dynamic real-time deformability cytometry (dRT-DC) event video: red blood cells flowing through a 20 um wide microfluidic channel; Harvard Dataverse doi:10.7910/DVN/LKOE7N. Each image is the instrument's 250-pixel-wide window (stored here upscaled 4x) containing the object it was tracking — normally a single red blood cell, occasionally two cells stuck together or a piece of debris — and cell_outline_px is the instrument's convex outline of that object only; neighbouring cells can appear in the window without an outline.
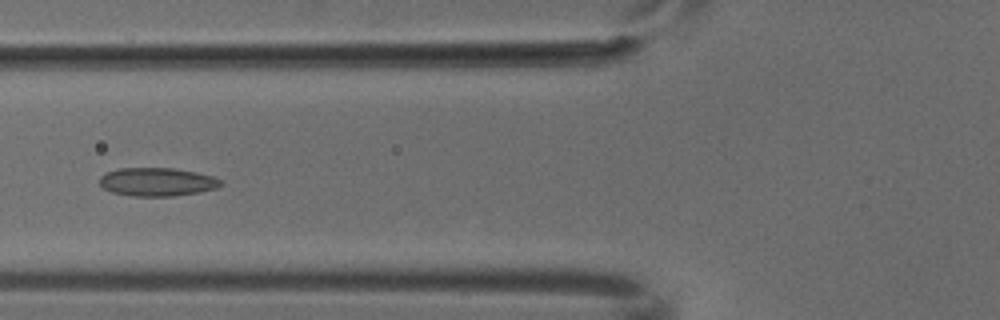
{"species": "common noctule bat (a hibernating species)", "species_latin": "Nyctalus noctula", "temperature_condition": "cold", "stored_images_in_passage": 5, "camera_frame_rate_fps": 3000, "um_per_image_px": 0.085, "animal": {"sex": "male", "body_mass_g": 18.8}, "frame": {"image": 1, "passage_image": 5, "time_ms": 1.333, "image_size_px": [1000, 320], "cell_outline_px": [[224, 184], [216, 188], [200, 192], [172, 196], [132, 196], [112, 192], [104, 188], [100, 184], [100, 176], [108, 172], [120, 168], [172, 168], [196, 172], [212, 176], [220, 180]], "centroid_in_image_um": [13.37, 15.46], "position_along_channel_um": 112.4, "area_um2": 19.94}}